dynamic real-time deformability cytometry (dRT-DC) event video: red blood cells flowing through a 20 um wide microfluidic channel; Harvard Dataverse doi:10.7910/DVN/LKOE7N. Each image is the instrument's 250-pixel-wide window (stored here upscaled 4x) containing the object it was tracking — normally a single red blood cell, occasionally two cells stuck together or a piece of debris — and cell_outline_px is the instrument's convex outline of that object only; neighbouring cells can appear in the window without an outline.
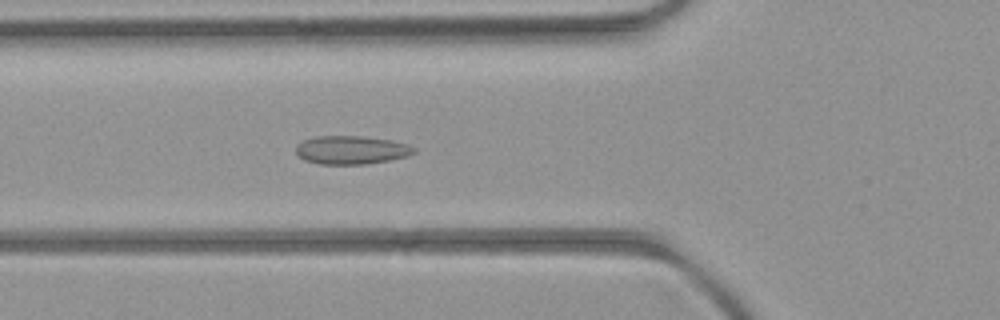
{"species": "common noctule bat (a hibernating species)", "species_latin": "Nyctalus noctula", "temperature_condition": "room temperature", "stored_images_in_passage": 54, "camera_frame_rate_fps": 3000, "um_per_image_px": 0.085, "animal": {"sex": "female", "body_mass_g": 21.9}, "frame": {"image": 1, "passage_image": 20, "time_ms": 6.333, "image_size_px": [1000, 320], "cell_outline_px": [[416, 152], [408, 156], [388, 160], [364, 164], [320, 164], [304, 160], [296, 156], [296, 144], [304, 140], [316, 136], [360, 136], [392, 140], [408, 144], [416, 148]], "centroid_in_image_um": [29.85, 12.74], "position_along_channel_um": 96.0, "area_um2": 19.65}}
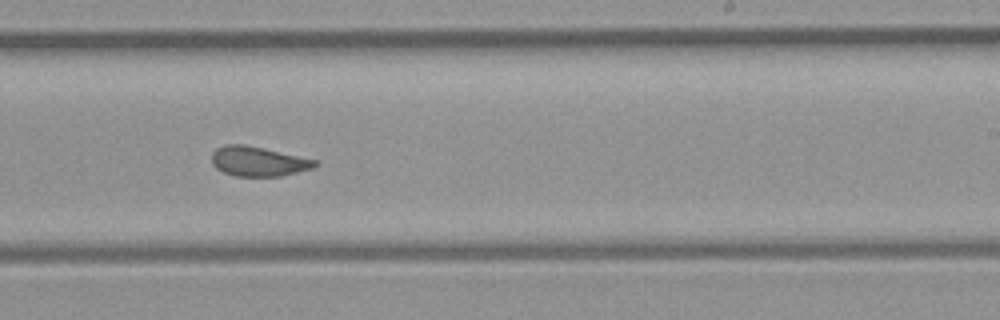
{"frame": {"image": 2, "passage_image": 33, "time_ms": 10.667, "image_size_px": [1000, 320], "cell_outline_px": [[320, 164], [312, 168], [280, 176], [236, 176], [224, 172], [216, 168], [212, 164], [212, 152], [216, 148], [224, 144], [244, 144], [264, 148], [316, 160]], "centroid_in_image_um": [21.92, 13.71], "position_along_channel_um": 267.1, "area_um2": 17.8}}
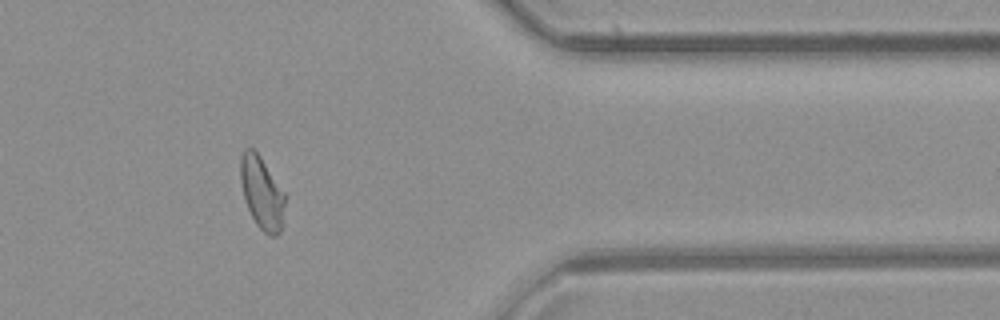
{"frame": {"image": 3, "passage_image": 44, "time_ms": 14.333, "image_size_px": [1000, 320], "cell_outline_px": [[288, 196], [280, 232], [276, 236], [268, 236], [256, 224], [244, 200], [240, 180], [240, 160], [244, 148], [252, 148], [260, 156]], "centroid_in_image_um": [22.29, 16.4], "position_along_channel_um": 389.1, "area_um2": 19.19}, "authors_computed_cell_mechanics": {"area_um2": 19.1607, "velocity_mm_per_s": 3.9385, "shape_relaxation_time_tau1_ms": null, "shape_relaxation_time_tau2_ms": 1.28, "deformation_change_tau1": null, "deformation_change_tau2": 0.0527}}